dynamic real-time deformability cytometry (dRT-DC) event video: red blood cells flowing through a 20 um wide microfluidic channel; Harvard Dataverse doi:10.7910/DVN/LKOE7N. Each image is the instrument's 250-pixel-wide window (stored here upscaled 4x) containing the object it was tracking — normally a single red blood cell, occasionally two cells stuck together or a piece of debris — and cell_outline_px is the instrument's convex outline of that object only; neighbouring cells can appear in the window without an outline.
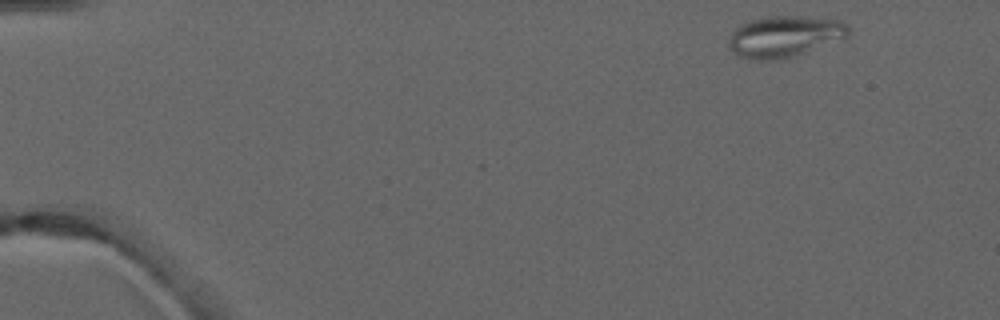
{"species": "common noctule bat (a hibernating species)", "species_latin": "Nyctalus noctula", "temperature_condition": "warm", "stored_images_in_passage": 2, "camera_frame_rate_fps": 3000, "um_per_image_px": 0.085, "animal": {"sex": "male", "forearm_length_mm": 52.5}, "frame": {"image": 1, "passage_image": 1, "time_ms": 0.0, "image_size_px": [1000, 320], "cell_outline_px": [[848, 36], [796, 56], [784, 60], [748, 60], [732, 52], [728, 44], [728, 36], [732, 28], [740, 24], [752, 20], [768, 16], [792, 16], [840, 20], [848, 28]], "centroid_in_image_um": [66.59, 3.12], "position_along_channel_um": 18.4, "area_um2": 28.96}}